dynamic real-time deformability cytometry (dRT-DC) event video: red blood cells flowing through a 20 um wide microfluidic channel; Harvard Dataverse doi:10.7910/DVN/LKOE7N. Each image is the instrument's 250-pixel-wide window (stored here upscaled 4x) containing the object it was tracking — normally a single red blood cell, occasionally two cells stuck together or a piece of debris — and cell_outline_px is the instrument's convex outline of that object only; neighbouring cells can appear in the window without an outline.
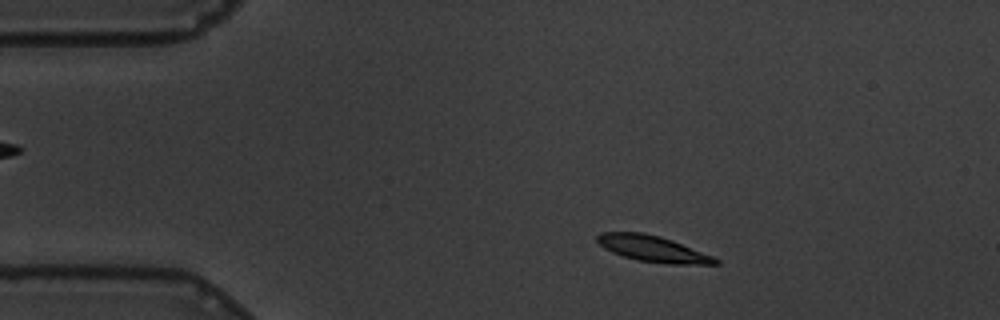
{"species": "common noctule bat (a hibernating species)", "species_latin": "Nyctalus noctula", "temperature_condition": "warm", "stored_images_in_passage": 37, "camera_frame_rate_fps": 3000, "um_per_image_px": 0.085, "animal": {"sex": "male", "body_mass_g": 19.5, "forearm_length_mm": 54.6}, "frame": {"image": 1, "passage_image": 3, "time_ms": 0.667, "image_size_px": [1000, 320], "cell_outline_px": [[720, 264], [668, 264], [636, 260], [612, 252], [604, 248], [596, 240], [596, 236], [600, 232], [644, 232], [660, 236], [672, 240], [712, 256], [720, 260]], "centroid_in_image_um": [55.47, 21.14], "position_along_channel_um": 29.5, "area_um2": 17.92}}
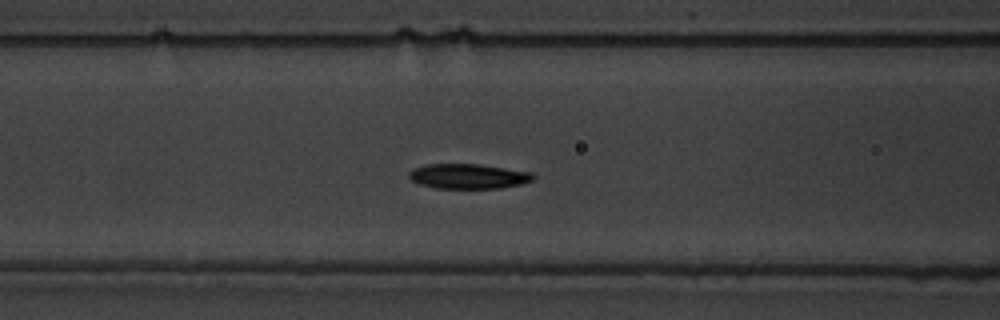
{"frame": {"image": 2, "passage_image": 16, "time_ms": 5.0, "image_size_px": [1000, 320], "cell_outline_px": [[536, 176], [532, 180], [520, 184], [500, 188], [436, 188], [420, 184], [412, 180], [408, 176], [408, 172], [412, 168], [424, 164], [480, 164], [532, 172]], "centroid_in_image_um": [39.78, 14.97], "position_along_channel_um": 126.8, "area_um2": 18.09}}
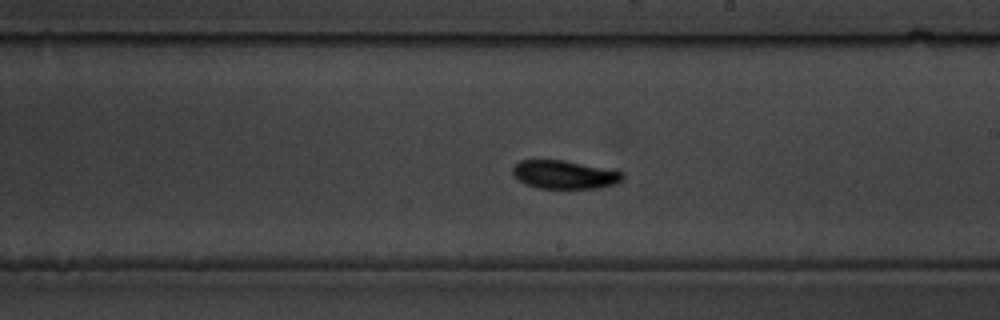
{"frame": {"image": 3, "passage_image": 26, "time_ms": 8.333, "image_size_px": [1000, 320], "cell_outline_px": [[624, 180], [616, 184], [600, 188], [536, 188], [524, 184], [512, 172], [512, 168], [520, 160], [564, 160], [616, 168], [624, 172]], "centroid_in_image_um": [48.1, 14.83], "position_along_channel_um": 240.9, "area_um2": 18.73}}